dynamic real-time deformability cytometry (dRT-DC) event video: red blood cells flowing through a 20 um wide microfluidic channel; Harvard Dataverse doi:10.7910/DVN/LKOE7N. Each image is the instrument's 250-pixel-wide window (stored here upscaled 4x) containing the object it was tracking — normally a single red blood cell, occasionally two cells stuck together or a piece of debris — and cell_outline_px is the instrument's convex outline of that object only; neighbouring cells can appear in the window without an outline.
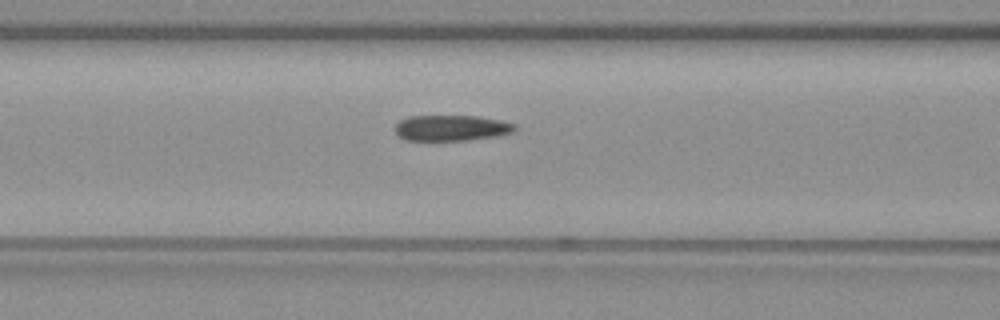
{"species": "common noctule bat (a hibernating species)", "species_latin": "Nyctalus noctula", "temperature_condition": "warm", "stored_images_in_passage": 17, "camera_frame_rate_fps": 3000, "um_per_image_px": 0.085, "animal": {"sex": "female", "body_mass_g": 19.3, "forearm_length_mm": 54.1}, "frame": {"image": 1, "passage_image": 15, "time_ms": 4.667, "image_size_px": [1000, 320], "cell_outline_px": [[516, 128], [512, 132], [496, 136], [468, 140], [408, 140], [400, 136], [396, 132], [396, 124], [400, 120], [408, 116], [476, 116], [500, 120], [516, 124]], "centroid_in_image_um": [38.38, 10.87], "position_along_channel_um": 128.2, "area_um2": 17.8}}